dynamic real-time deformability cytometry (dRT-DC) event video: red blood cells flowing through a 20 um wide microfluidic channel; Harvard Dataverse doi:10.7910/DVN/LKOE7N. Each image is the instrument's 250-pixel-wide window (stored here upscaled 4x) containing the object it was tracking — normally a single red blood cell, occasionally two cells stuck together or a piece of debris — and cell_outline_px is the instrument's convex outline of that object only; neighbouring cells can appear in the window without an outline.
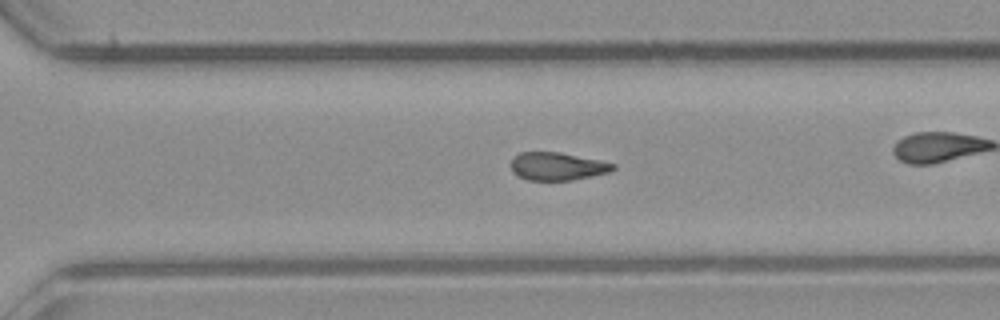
{"species": "common noctule bat (a hibernating species)", "species_latin": "Nyctalus noctula", "temperature_condition": "room temperature", "stored_images_in_passage": 39, "camera_frame_rate_fps": 3000, "um_per_image_px": 0.085, "animal": {"sex": "male", "body_mass_g": 23.1, "forearm_length_mm": 52.7}, "frame": {"image": 1, "passage_image": 23, "time_ms": 7.333, "image_size_px": [1000, 320], "cell_outline_px": [[616, 168], [608, 172], [592, 176], [572, 180], [528, 180], [512, 172], [512, 160], [520, 152], [560, 152], [600, 160], [616, 164]], "centroid_in_image_um": [47.4, 14.13], "position_along_channel_um": 323.2, "area_um2": 16.47}}